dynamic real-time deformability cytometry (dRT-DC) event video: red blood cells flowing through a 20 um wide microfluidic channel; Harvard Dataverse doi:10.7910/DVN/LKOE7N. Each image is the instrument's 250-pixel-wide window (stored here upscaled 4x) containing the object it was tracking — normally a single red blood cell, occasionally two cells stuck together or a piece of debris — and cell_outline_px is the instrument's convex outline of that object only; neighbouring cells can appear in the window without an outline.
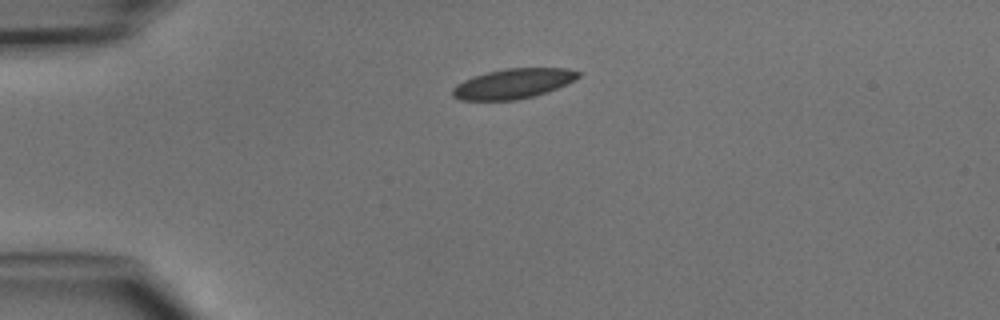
{"species": "common noctule bat (a hibernating species)", "species_latin": "Nyctalus noctula", "temperature_condition": "cold", "stored_images_in_passage": 2, "camera_frame_rate_fps": 3000, "um_per_image_px": 0.085, "animal": {"sex": "male", "body_mass_g": 15.6}, "frame": {"image": 1, "passage_image": 1, "time_ms": 0.0, "image_size_px": [1000, 320], "cell_outline_px": [[580, 76], [576, 80], [548, 92], [536, 96], [516, 100], [460, 100], [452, 96], [452, 88], [456, 84], [464, 80], [488, 72], [504, 68], [568, 68], [580, 72]], "centroid_in_image_um": [43.65, 7.11], "position_along_channel_um": 41.4, "area_um2": 22.08}}